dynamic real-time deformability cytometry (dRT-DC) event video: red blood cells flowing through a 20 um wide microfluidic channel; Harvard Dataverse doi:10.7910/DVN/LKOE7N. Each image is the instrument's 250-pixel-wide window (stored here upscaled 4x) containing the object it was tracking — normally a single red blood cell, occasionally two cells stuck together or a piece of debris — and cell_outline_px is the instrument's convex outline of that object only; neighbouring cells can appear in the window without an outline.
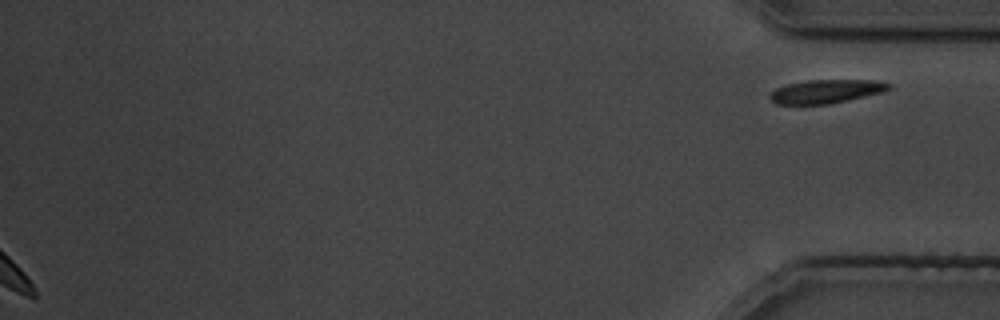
{"species": "common noctule bat (a hibernating species)", "species_latin": "Nyctalus noctula", "temperature_condition": "cold", "stored_images_in_passage": 29, "segment_of_instrument_passage": [2, 2], "camera_frame_rate_fps": 3000, "um_per_image_px": 0.085, "animal": {"sex": "male", "body_mass_g": 19.5, "forearm_length_mm": 54.6}, "frame": {"image": 1, "passage_image": 29, "time_ms": 35.333, "image_size_px": [1000, 320], "cell_outline_px": [[892, 88], [884, 92], [848, 100], [828, 104], [776, 104], [768, 96], [776, 88], [788, 84], [808, 80], [880, 80], [892, 84]], "centroid_in_image_um": [70.28, 7.76], "position_along_channel_um": 364.9, "area_um2": 16.42}}